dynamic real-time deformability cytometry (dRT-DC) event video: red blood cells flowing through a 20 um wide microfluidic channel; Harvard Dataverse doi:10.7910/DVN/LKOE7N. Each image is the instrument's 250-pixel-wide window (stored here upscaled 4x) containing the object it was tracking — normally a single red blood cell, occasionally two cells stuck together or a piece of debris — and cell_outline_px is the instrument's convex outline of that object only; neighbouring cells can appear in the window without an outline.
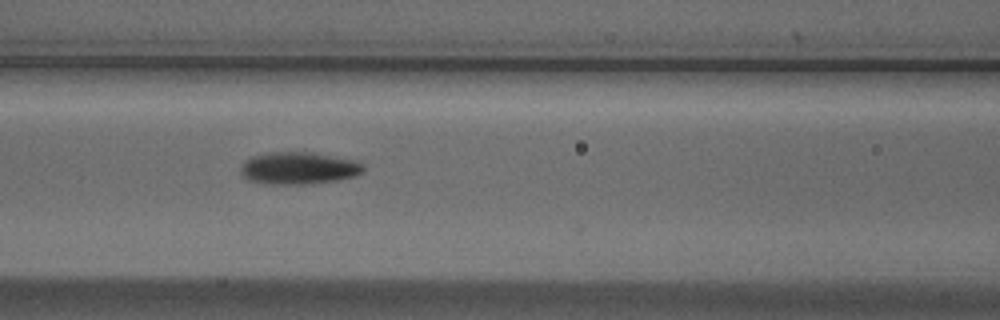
{"species": "Egyptian fruit bat (a non-hibernating species)", "species_latin": "Rousettus aegyptiacus", "temperature_condition": "cold", "stored_images_in_passage": 8, "camera_frame_rate_fps": 3000, "um_per_image_px": 0.085, "animal": {"sex": "male"}, "frame": {"image": 1, "passage_image": 3, "time_ms": 0.667, "image_size_px": [1000, 320], "cell_outline_px": [[364, 172], [356, 176], [336, 180], [308, 184], [268, 184], [248, 180], [240, 172], [240, 164], [244, 160], [252, 156], [272, 152], [312, 152], [360, 160], [364, 164]], "centroid_in_image_um": [25.42, 14.28], "position_along_channel_um": 141.2, "area_um2": 23.47}}
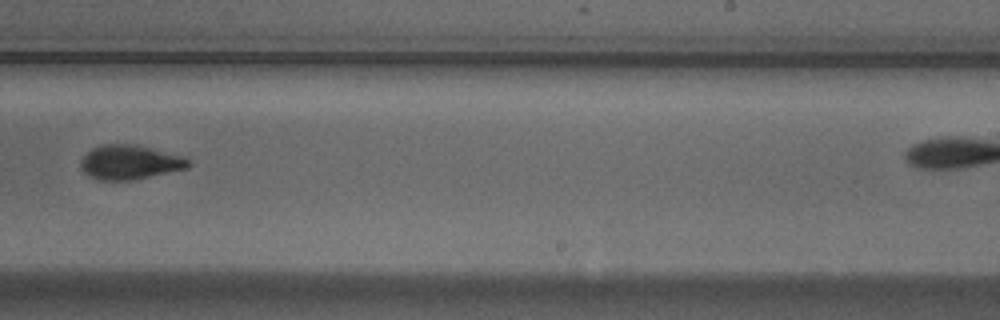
{"frame": {"image": 2, "passage_image": 6, "time_ms": 1.667, "image_size_px": [1000, 320], "cell_outline_px": [[192, 164], [188, 168], [132, 180], [100, 180], [88, 176], [80, 168], [80, 160], [92, 148], [100, 144], [136, 144], [184, 156]], "centroid_in_image_um": [11.02, 13.78], "position_along_channel_um": 278.0, "area_um2": 21.68}}